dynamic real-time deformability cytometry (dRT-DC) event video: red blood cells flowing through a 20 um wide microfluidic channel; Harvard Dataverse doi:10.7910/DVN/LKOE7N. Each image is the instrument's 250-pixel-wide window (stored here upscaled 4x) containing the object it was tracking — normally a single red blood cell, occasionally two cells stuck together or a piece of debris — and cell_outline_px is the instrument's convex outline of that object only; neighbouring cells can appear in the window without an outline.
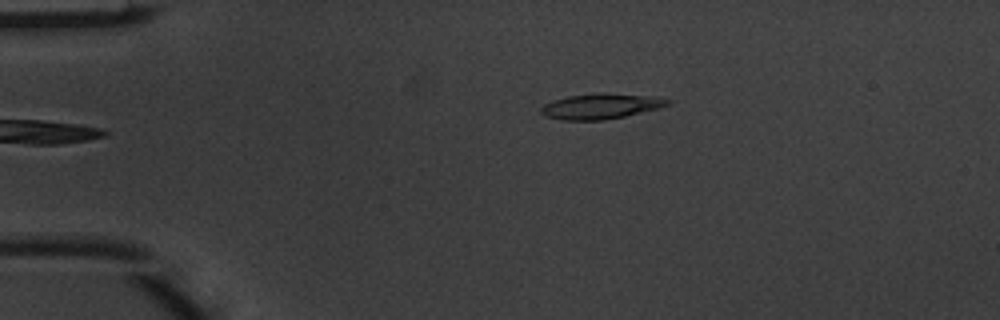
{"species": "common noctule bat (a hibernating species)", "species_latin": "Nyctalus noctula", "temperature_condition": "warm", "stored_images_in_passage": 3, "segment_of_instrument_passage": [1, 2], "camera_frame_rate_fps": 3000, "um_per_image_px": 0.085, "animal": {"sex": "male", "body_mass_g": 20.1, "forearm_length_mm": 53.5}, "frame": {"image": 1, "passage_image": 1, "time_ms": 0.0, "image_size_px": [1000, 320], "cell_outline_px": [[672, 104], [660, 108], [624, 116], [604, 120], [560, 120], [544, 116], [540, 112], [540, 108], [544, 104], [552, 100], [568, 96], [656, 96], [672, 100]], "centroid_in_image_um": [51.05, 9.09], "position_along_channel_um": 34.0, "area_um2": 17.8}}